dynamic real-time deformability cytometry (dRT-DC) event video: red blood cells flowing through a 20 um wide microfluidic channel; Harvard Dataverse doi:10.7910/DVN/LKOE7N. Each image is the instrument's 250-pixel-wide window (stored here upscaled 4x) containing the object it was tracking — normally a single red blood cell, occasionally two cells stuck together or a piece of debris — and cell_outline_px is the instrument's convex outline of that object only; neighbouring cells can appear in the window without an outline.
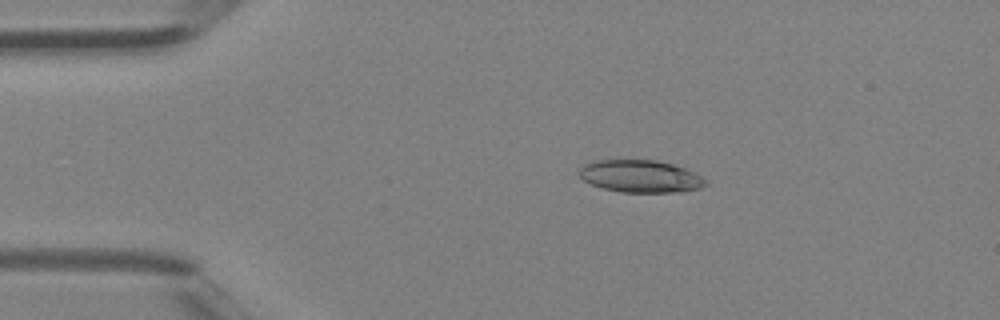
{"species": "Egyptian fruit bat (a non-hibernating species)", "species_latin": "Rousettus aegyptiacus", "temperature_condition": "room temperature", "stored_images_in_passage": 46, "camera_frame_rate_fps": 3000, "um_per_image_px": 0.085, "animal": {"sex": "female"}, "frame": {"image": 1, "passage_image": 9, "time_ms": 2.667, "image_size_px": [1000, 320], "cell_outline_px": [[708, 184], [700, 188], [680, 192], [620, 192], [604, 188], [592, 184], [584, 180], [580, 176], [580, 168], [584, 164], [596, 160], [656, 160], [672, 164], [696, 172], [708, 180]], "centroid_in_image_um": [54.49, 14.98], "position_along_channel_um": 30.5, "area_um2": 23.87}}
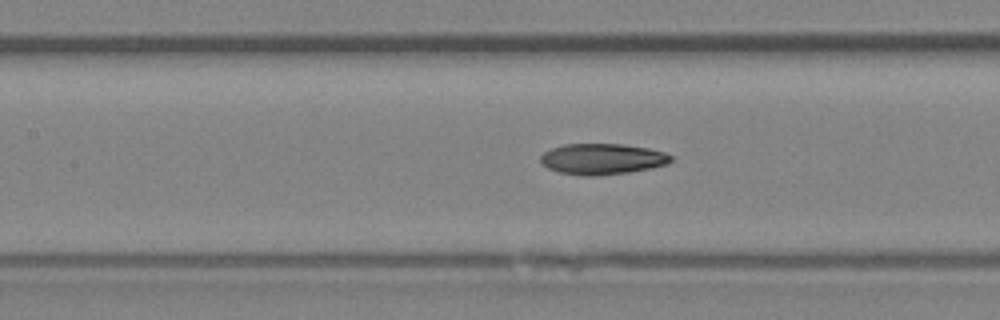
{"frame": {"image": 2, "passage_image": 21, "time_ms": 6.667, "image_size_px": [1000, 320], "cell_outline_px": [[672, 160], [668, 164], [652, 168], [628, 172], [596, 176], [580, 176], [560, 172], [548, 168], [540, 160], [540, 156], [544, 152], [552, 148], [564, 144], [624, 144], [648, 148], [664, 152], [672, 156]], "centroid_in_image_um": [51.2, 13.51], "position_along_channel_um": 156.2, "area_um2": 23.52}}
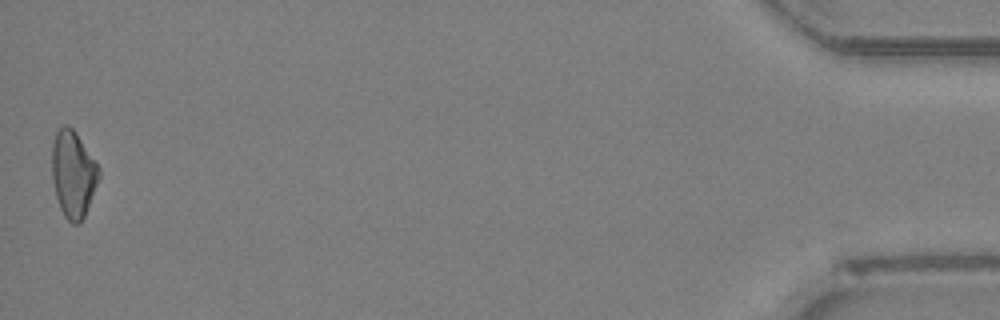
{"frame": {"image": 3, "passage_image": 46, "time_ms": 15.0, "image_size_px": [1000, 320], "cell_outline_px": [[100, 176], [84, 216], [80, 224], [72, 224], [64, 216], [60, 208], [56, 196], [52, 180], [52, 144], [56, 132], [64, 124], [68, 124], [76, 132], [100, 168]], "centroid_in_image_um": [6.21, 14.78], "position_along_channel_um": 429.0, "area_um2": 23.7}, "authors_computed_cell_mechanics": {"area_um2": 23.5246, "velocity_mm_per_s": 4.4384, "shape_relaxation_time_tau1_ms": null, "shape_relaxation_time_tau2_ms": 4.3786, "deformation_change_tau1": null, "deformation_change_tau2": 0.1205}}